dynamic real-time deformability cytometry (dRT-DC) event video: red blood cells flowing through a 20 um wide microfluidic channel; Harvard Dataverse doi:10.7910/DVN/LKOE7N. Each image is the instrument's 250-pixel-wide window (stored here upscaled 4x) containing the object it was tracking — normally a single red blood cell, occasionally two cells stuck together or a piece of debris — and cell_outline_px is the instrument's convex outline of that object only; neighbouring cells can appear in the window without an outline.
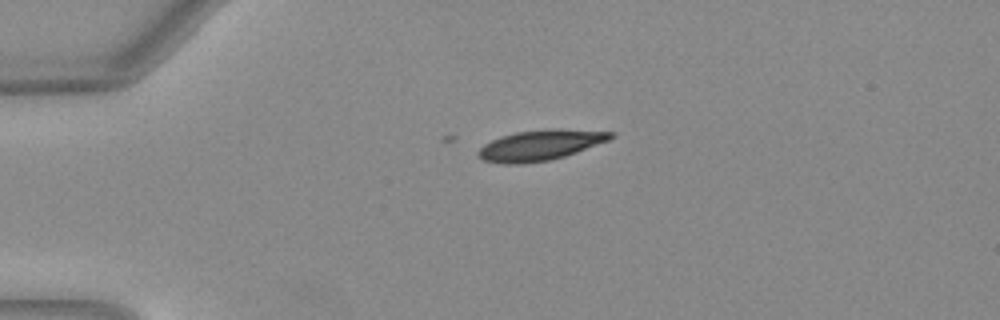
{"species": "Egyptian fruit bat (a non-hibernating species)", "species_latin": "Rousettus aegyptiacus", "temperature_condition": "warm", "stored_images_in_passage": 3, "camera_frame_rate_fps": 3000, "um_per_image_px": 0.085, "animal": {"sex": "female"}, "frame": {"image": 1, "passage_image": 1, "time_ms": 0.0, "image_size_px": [1000, 320], "cell_outline_px": [[616, 136], [608, 140], [564, 156], [548, 160], [520, 164], [500, 164], [484, 160], [476, 152], [484, 144], [500, 136], [516, 132], [548, 128], [560, 128], [612, 132]], "centroid_in_image_um": [45.89, 12.32], "position_along_channel_um": 39.1, "area_um2": 23.41}}